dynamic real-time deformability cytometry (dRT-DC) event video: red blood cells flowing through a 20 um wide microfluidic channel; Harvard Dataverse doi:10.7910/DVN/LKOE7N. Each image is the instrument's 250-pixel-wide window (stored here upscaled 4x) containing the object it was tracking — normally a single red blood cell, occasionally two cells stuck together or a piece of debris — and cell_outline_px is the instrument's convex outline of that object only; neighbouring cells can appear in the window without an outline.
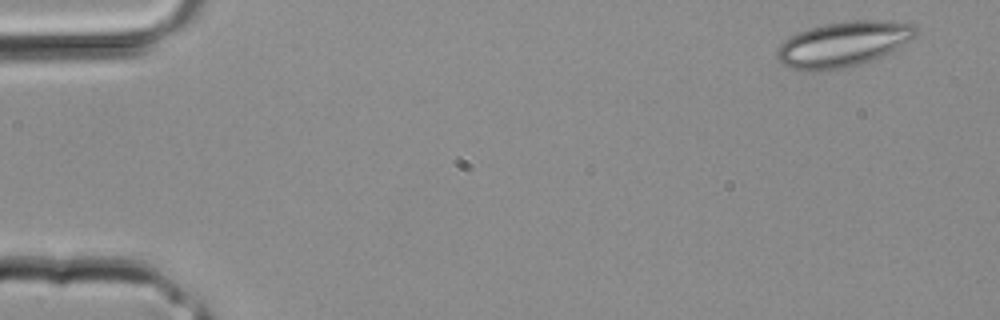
{"species": "common noctule bat (a hibernating species)", "species_latin": "Nyctalus noctula", "temperature_condition": "room temperature", "stored_images_in_passage": 2, "camera_frame_rate_fps": 3000, "um_per_image_px": 0.085, "animal": {"sex": "male", "body_mass_g": 20.4}, "frame": {"image": 1, "passage_image": 2, "time_ms": 0.333, "image_size_px": [1000, 320], "cell_outline_px": [[916, 36], [896, 48], [872, 60], [840, 68], [788, 68], [776, 56], [776, 52], [780, 44], [784, 40], [800, 32], [824, 24], [852, 20], [880, 20], [916, 24]], "centroid_in_image_um": [71.71, 3.7], "position_along_channel_um": 13.3, "area_um2": 35.32}}